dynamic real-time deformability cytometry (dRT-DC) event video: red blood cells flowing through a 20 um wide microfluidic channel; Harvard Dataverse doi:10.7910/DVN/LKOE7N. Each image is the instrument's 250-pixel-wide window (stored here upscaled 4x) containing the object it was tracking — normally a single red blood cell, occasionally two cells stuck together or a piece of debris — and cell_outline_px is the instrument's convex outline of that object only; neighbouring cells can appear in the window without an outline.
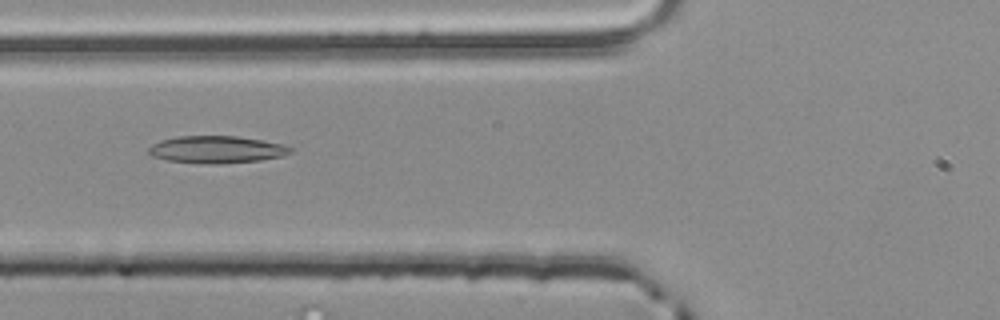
{"species": "common noctule bat (a hibernating species)", "species_latin": "Nyctalus noctula", "temperature_condition": "room temperature", "stored_images_in_passage": 42, "camera_frame_rate_fps": 3000, "um_per_image_px": 0.085, "animal": {"sex": "male", "body_mass_g": 20.4}, "frame": {"image": 1, "passage_image": 9, "time_ms": 2.667, "image_size_px": [1000, 320], "cell_outline_px": [[296, 148], [292, 152], [284, 156], [260, 160], [216, 164], [200, 164], [168, 160], [152, 156], [148, 152], [148, 148], [152, 144], [160, 140], [176, 136], [236, 136], [260, 140], [280, 144]], "centroid_in_image_um": [18.4, 12.71], "position_along_channel_um": 107.4, "area_um2": 22.6}}
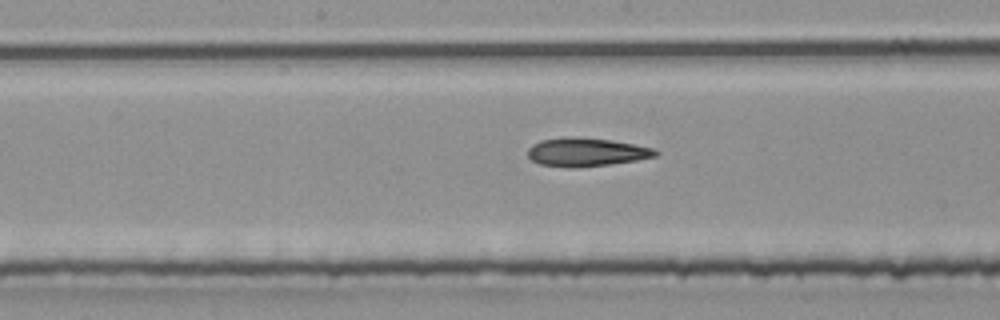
{"frame": {"image": 2, "passage_image": 16, "time_ms": 5.0, "image_size_px": [1000, 320], "cell_outline_px": [[660, 152], [656, 156], [636, 160], [608, 164], [540, 164], [532, 160], [528, 156], [528, 148], [532, 144], [540, 140], [564, 136], [612, 140], [656, 148]], "centroid_in_image_um": [49.89, 12.86], "position_along_channel_um": 198.3, "area_um2": 20.23}}
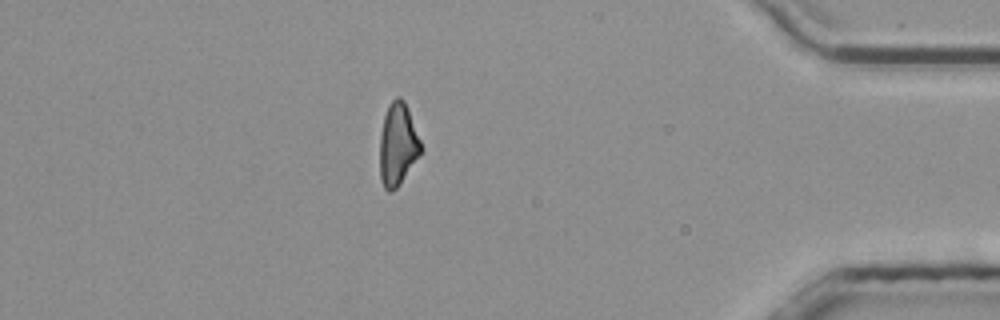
{"frame": {"image": 3, "passage_image": 35, "time_ms": 11.333, "image_size_px": [1000, 320], "cell_outline_px": [[424, 148], [396, 188], [392, 192], [388, 192], [384, 188], [380, 180], [380, 136], [384, 116], [388, 104], [396, 96], [400, 96], [404, 100]], "centroid_in_image_um": [33.8, 12.26], "position_along_channel_um": 401.4, "area_um2": 19.71}, "authors_computed_cell_mechanics": {"area_um2": 20.4323, "velocity_mm_per_s": 3.865, "shape_relaxation_time_tau1_ms": null, "shape_relaxation_time_tau2_ms": 8.6719, "deformation_change_tau1": null, "deformation_change_tau2": 0.2316}}